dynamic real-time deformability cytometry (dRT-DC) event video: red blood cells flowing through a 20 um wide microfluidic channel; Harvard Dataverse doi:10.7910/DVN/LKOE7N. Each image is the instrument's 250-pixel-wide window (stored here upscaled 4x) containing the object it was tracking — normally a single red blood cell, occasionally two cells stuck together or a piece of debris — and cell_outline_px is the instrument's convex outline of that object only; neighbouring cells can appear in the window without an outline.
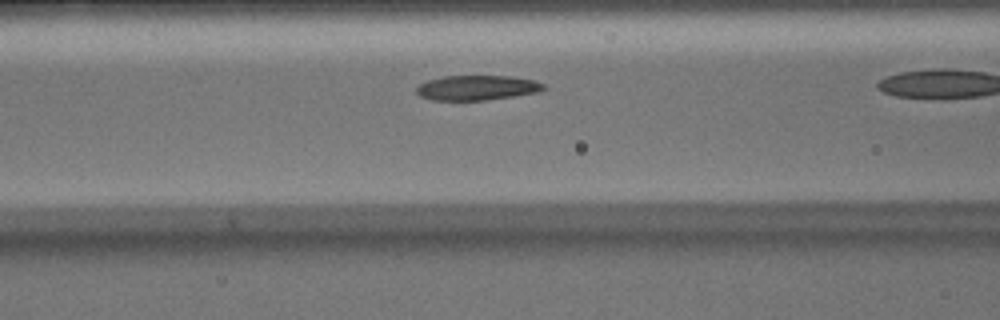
{"species": "Egyptian fruit bat (a non-hibernating species)", "species_latin": "Rousettus aegyptiacus", "temperature_condition": "warm", "stored_images_in_passage": 27, "camera_frame_rate_fps": 3000, "um_per_image_px": 0.085, "animal": {"sex": "male"}, "frame": {"image": 1, "passage_image": 8, "time_ms": 2.333, "image_size_px": [1000, 320], "cell_outline_px": [[548, 88], [536, 92], [512, 96], [484, 100], [432, 100], [420, 96], [416, 92], [416, 88], [420, 84], [428, 80], [444, 76], [512, 76], [532, 80], [544, 84]], "centroid_in_image_um": [40.53, 7.45], "position_along_channel_um": 126.1, "area_um2": 18.26}}
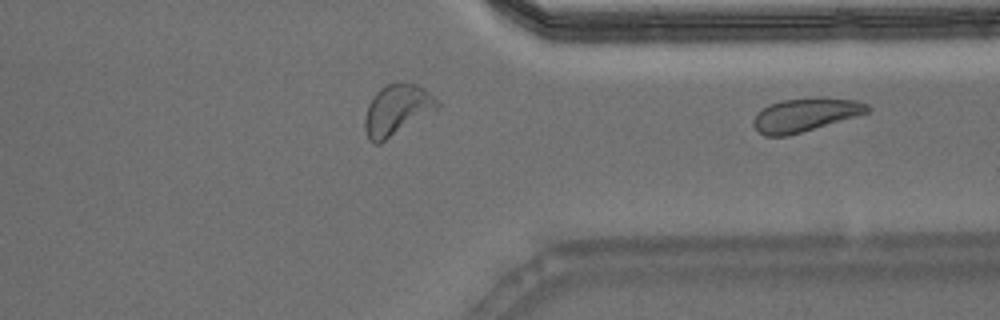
{"frame": {"image": 2, "passage_image": 27, "time_ms": 8.667, "image_size_px": [1000, 320], "cell_outline_px": [[872, 108], [868, 112], [856, 116], [788, 136], [764, 136], [752, 124], [752, 120], [764, 108], [780, 100], [820, 96], [856, 100], [868, 104]], "centroid_in_image_um": [68.48, 9.74], "position_along_channel_um": 342.9, "area_um2": 22.2}}